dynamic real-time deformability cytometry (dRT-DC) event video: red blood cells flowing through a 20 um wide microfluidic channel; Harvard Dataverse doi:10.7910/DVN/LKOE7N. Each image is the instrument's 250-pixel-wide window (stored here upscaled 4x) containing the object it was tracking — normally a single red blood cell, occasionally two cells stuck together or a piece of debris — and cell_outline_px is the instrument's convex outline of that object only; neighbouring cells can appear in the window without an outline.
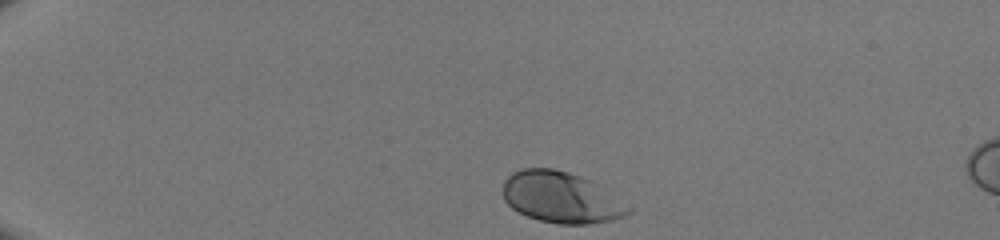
{"species": "human", "species_latin": "Homo sapiens", "temperature_condition": "room temperature", "stored_images_in_passage": 8, "camera_frame_rate_fps": 3000, "um_per_image_px": 0.085, "donor": {"sex": "male"}, "frame": {"image": 1, "passage_image": 1, "time_ms": 0.0, "image_size_px": [1000, 240], "cell_outline_px": [[632, 208], [624, 216], [612, 220], [588, 224], [560, 224], [540, 220], [528, 216], [512, 208], [504, 200], [504, 180], [512, 172], [520, 168], [552, 168], [568, 172], [580, 176], [588, 180]], "centroid_in_image_um": [47.64, 16.78], "position_along_channel_um": 37.4, "area_um2": 36.7}}